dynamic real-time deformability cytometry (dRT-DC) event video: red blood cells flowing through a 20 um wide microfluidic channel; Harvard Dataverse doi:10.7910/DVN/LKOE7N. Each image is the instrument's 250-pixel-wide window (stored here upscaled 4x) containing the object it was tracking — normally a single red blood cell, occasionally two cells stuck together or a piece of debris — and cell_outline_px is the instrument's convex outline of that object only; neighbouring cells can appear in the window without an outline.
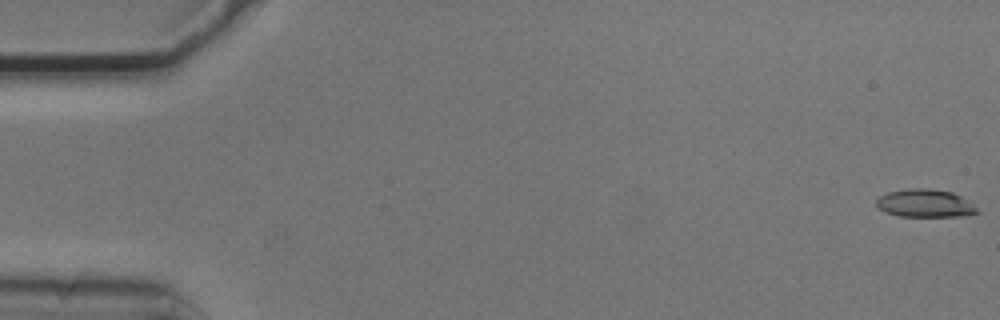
{"species": "common noctule bat (a hibernating species)", "species_latin": "Nyctalus noctula", "temperature_condition": "cold", "stored_images_in_passage": 55, "camera_frame_rate_fps": 3000, "um_per_image_px": 0.085, "animal": {"sex": "male", "body_mass_g": 20.5, "forearm_length_mm": 52.5}, "frame": {"image": 1, "passage_image": 1, "time_ms": 0.0, "image_size_px": [1000, 320], "cell_outline_px": [[980, 212], [968, 216], [900, 216], [884, 212], [876, 204], [876, 200], [880, 196], [888, 192], [908, 188], [928, 188], [952, 192], [960, 196], [972, 204]], "centroid_in_image_um": [78.63, 17.28], "position_along_channel_um": 6.4, "area_um2": 16.36}}
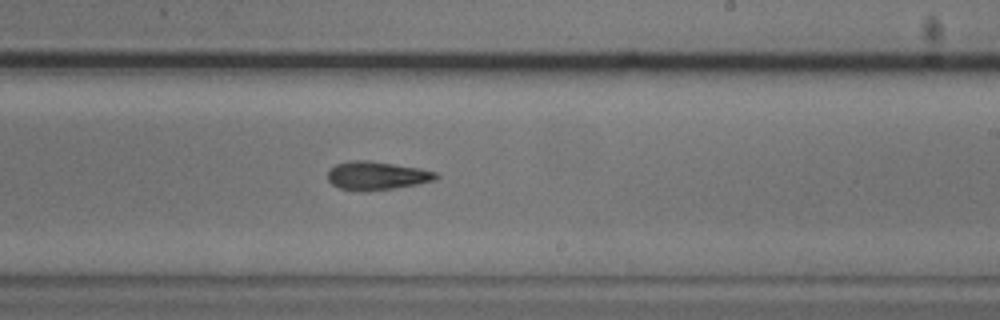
{"frame": {"image": 2, "passage_image": 33, "time_ms": 10.667, "image_size_px": [1000, 320], "cell_outline_px": [[440, 176], [436, 180], [416, 184], [392, 188], [364, 192], [360, 192], [340, 188], [332, 184], [328, 180], [328, 172], [336, 164], [348, 160], [368, 160], [420, 168], [436, 172]], "centroid_in_image_um": [32.02, 14.93], "position_along_channel_um": 257.0, "area_um2": 17.98}}
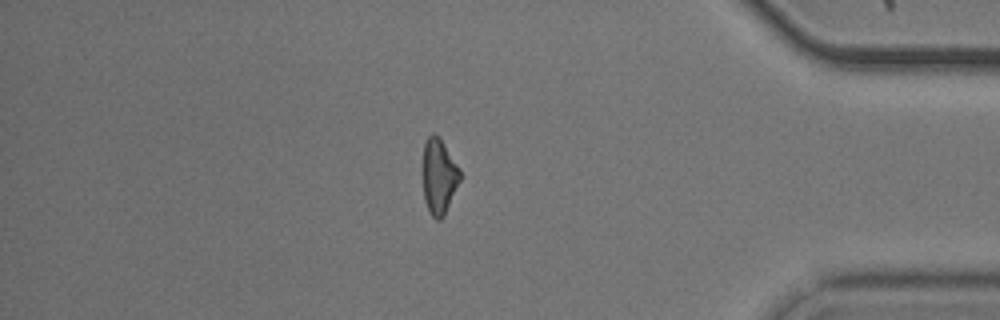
{"frame": {"image": 3, "passage_image": 47, "time_ms": 15.333, "image_size_px": [1000, 320], "cell_outline_px": [[464, 176], [444, 216], [440, 220], [436, 220], [428, 212], [424, 200], [420, 172], [424, 144], [428, 136], [432, 132], [440, 136], [460, 168]], "centroid_in_image_um": [37.3, 14.98], "position_along_channel_um": 397.9, "area_um2": 17.63}, "authors_computed_cell_mechanics": {"area_um2": 17.2822, "velocity_mm_per_s": 3.7157, "shape_relaxation_time_tau1_ms": 2.7328, "shape_relaxation_time_tau2_ms": 9.1855, "deformation_change_tau1": 0.1088, "deformation_change_tau2": 0.2151}}